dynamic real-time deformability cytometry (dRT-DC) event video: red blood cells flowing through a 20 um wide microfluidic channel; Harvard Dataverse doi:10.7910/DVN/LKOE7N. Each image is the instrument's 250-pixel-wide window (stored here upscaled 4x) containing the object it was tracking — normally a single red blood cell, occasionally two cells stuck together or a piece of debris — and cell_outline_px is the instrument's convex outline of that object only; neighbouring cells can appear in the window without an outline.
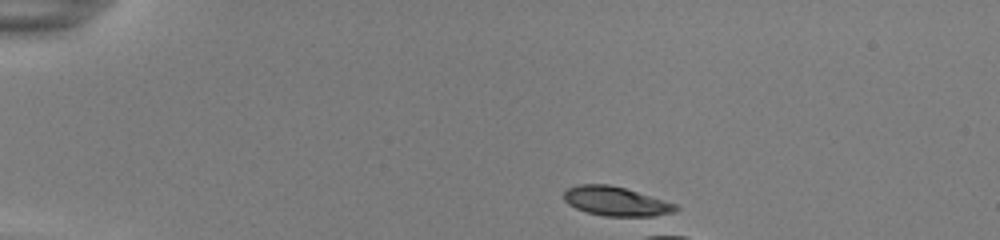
{"species": "common noctule bat (a hibernating species)", "species_latin": "Nyctalus noctula", "temperature_condition": "room temperature", "stored_images_in_passage": 2, "camera_frame_rate_fps": 3000, "um_per_image_px": 0.085, "animal": {"sex": "female", "body_mass_g": 22.0, "forearm_length_mm": 56.7}, "frame": {"image": 1, "passage_image": 1, "time_ms": 0.0, "image_size_px": [1000, 240], "cell_outline_px": [[680, 208], [672, 212], [644, 220], [604, 216], [588, 212], [576, 208], [568, 204], [564, 200], [564, 192], [568, 188], [580, 184], [608, 184], [624, 188], [676, 204]], "centroid_in_image_um": [52.41, 17.17], "position_along_channel_um": 32.6, "area_um2": 19.59}}